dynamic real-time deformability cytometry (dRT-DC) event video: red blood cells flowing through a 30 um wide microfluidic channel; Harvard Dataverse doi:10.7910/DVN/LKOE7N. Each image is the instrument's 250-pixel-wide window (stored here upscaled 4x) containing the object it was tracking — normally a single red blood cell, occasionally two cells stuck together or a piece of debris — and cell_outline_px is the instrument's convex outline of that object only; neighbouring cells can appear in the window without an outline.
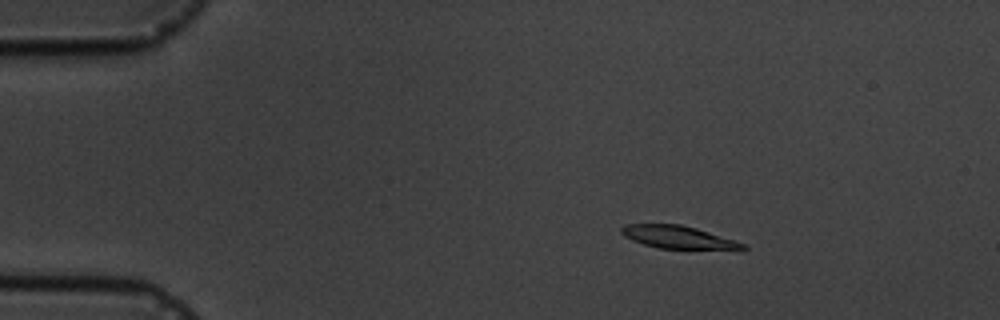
{"species": "common noctule bat (a hibernating species)", "species_latin": "Nyctalus noctula", "temperature_condition": "cold", "stored_images_in_passage": 5, "camera_frame_rate_fps": 3000, "um_per_image_px": 0.085, "animal": {"sex": "male", "body_mass_g": 19.5, "forearm_length_mm": 54.6}, "frame": {"image": 1, "passage_image": 3, "time_ms": 2.333, "image_size_px": [1000, 320], "cell_outline_px": [[748, 248], [656, 248], [632, 240], [624, 236], [620, 232], [620, 228], [624, 224], [680, 224], [696, 228], [744, 244]], "centroid_in_image_um": [57.47, 20.13], "position_along_channel_um": 27.5, "area_um2": 15.43}}